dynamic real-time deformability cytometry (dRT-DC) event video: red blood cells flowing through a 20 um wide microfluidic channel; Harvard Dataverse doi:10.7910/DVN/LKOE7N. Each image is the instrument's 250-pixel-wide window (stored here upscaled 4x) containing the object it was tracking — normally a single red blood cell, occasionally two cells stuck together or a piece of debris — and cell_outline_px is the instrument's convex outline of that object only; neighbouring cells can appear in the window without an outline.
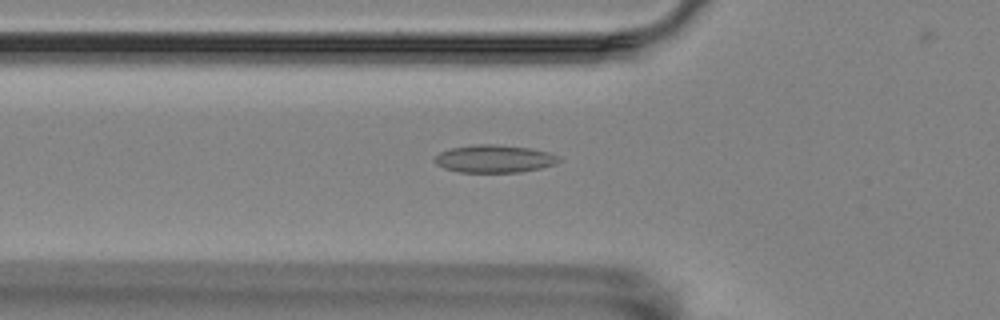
{"species": "Egyptian fruit bat (a non-hibernating species)", "species_latin": "Rousettus aegyptiacus", "temperature_condition": "room temperature", "stored_images_in_passage": 45, "camera_frame_rate_fps": 3000, "um_per_image_px": 0.085, "animal": {"sex": "female"}, "frame": {"image": 1, "passage_image": 10, "time_ms": 3.0, "image_size_px": [1000, 320], "cell_outline_px": [[564, 160], [556, 164], [540, 168], [520, 172], [460, 172], [444, 168], [436, 164], [432, 160], [432, 156], [448, 148], [476, 144], [492, 144], [532, 148], [548, 152], [560, 156]], "centroid_in_image_um": [42.01, 13.49], "position_along_channel_um": 83.8, "area_um2": 20.4}}
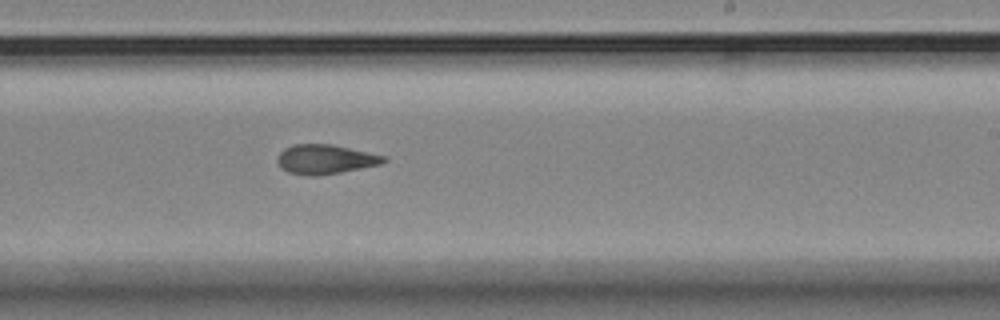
{"frame": {"image": 2, "passage_image": 25, "time_ms": 8.0, "image_size_px": [1000, 320], "cell_outline_px": [[388, 160], [380, 164], [340, 172], [316, 176], [312, 176], [288, 172], [280, 168], [276, 160], [280, 152], [284, 148], [292, 144], [332, 144], [388, 156]], "centroid_in_image_um": [27.64, 13.53], "position_along_channel_um": 261.4, "area_um2": 18.32}}
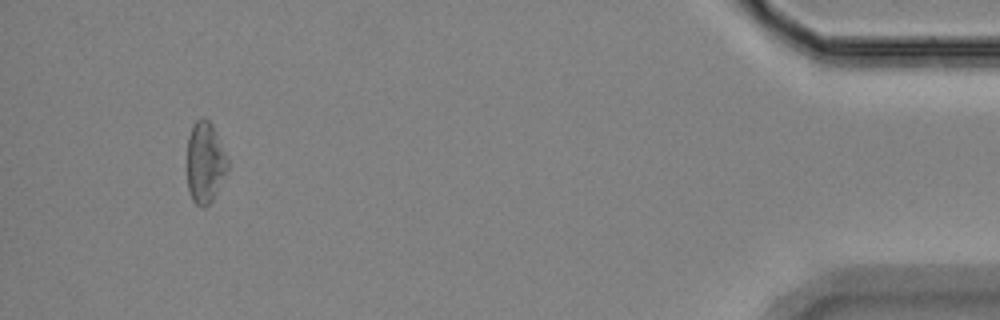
{"frame": {"image": 3, "passage_image": 44, "time_ms": 14.333, "image_size_px": [1000, 320], "cell_outline_px": [[228, 168], [212, 200], [204, 208], [200, 208], [192, 200], [188, 188], [188, 136], [192, 124], [200, 116], [204, 116], [212, 124], [216, 132], [228, 160]], "centroid_in_image_um": [17.42, 13.78], "position_along_channel_um": 417.8, "area_um2": 19.13}}